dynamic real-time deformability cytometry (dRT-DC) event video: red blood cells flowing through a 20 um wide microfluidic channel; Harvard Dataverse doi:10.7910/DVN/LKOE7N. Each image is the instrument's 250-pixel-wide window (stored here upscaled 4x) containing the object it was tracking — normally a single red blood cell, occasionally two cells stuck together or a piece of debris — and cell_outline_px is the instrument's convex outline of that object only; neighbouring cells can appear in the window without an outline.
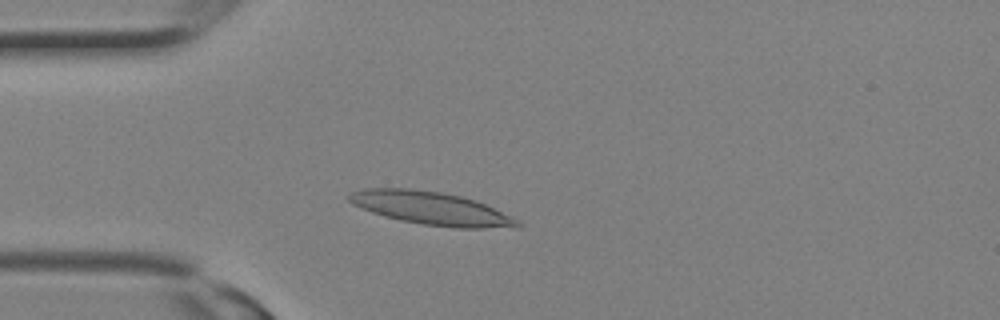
{"species": "Egyptian fruit bat (a non-hibernating species)", "species_latin": "Rousettus aegyptiacus", "temperature_condition": "room temperature", "stored_images_in_passage": 12, "camera_frame_rate_fps": 3000, "um_per_image_px": 0.085, "animal": {"sex": "female"}, "frame": {"image": 1, "passage_image": 4, "time_ms": 1.0, "image_size_px": [1000, 320], "cell_outline_px": [[520, 228], [456, 228], [424, 224], [400, 220], [384, 216], [372, 212], [352, 204], [348, 200], [348, 196], [352, 192], [360, 188], [412, 188], [440, 192], [460, 196], [476, 200], [512, 216], [520, 220]], "centroid_in_image_um": [36.68, 17.7], "position_along_channel_um": 48.3, "area_um2": 32.54}}
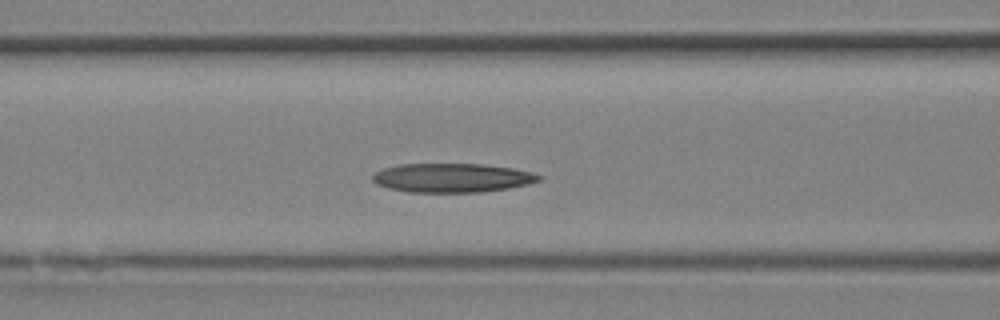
{"frame": {"image": 2, "passage_image": 8, "time_ms": 2.333, "image_size_px": [1000, 320], "cell_outline_px": [[544, 176], [540, 180], [528, 184], [508, 188], [480, 192], [408, 192], [388, 188], [376, 184], [372, 180], [372, 176], [376, 172], [384, 168], [400, 164], [480, 164], [512, 168], [532, 172]], "centroid_in_image_um": [38.43, 15.12], "position_along_channel_um": 128.2, "area_um2": 28.09}}
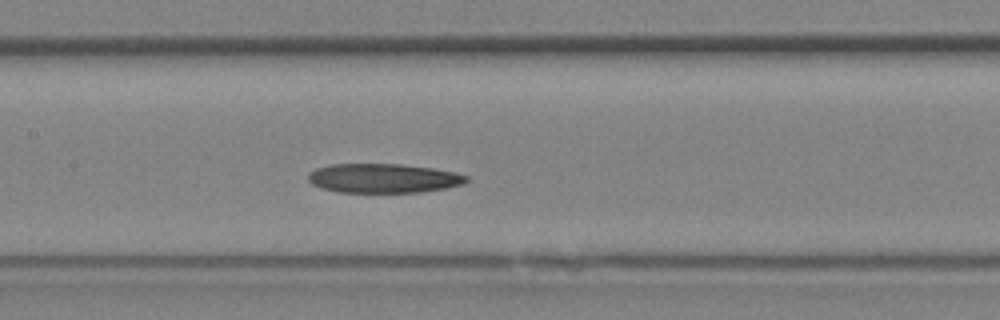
{"frame": {"image": 3, "passage_image": 10, "time_ms": 3.0, "image_size_px": [1000, 320], "cell_outline_px": [[468, 180], [464, 184], [444, 188], [420, 192], [340, 192], [320, 188], [312, 184], [308, 180], [308, 172], [316, 168], [328, 164], [400, 164], [432, 168], [452, 172], [468, 176]], "centroid_in_image_um": [32.54, 15.15], "position_along_channel_um": 174.9, "area_um2": 26.93}}